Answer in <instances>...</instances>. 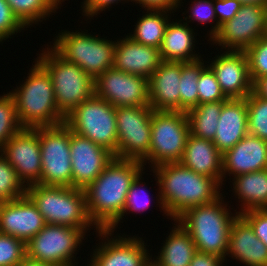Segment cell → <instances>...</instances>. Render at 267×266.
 I'll return each mask as SVG.
<instances>
[{
    "mask_svg": "<svg viewBox=\"0 0 267 266\" xmlns=\"http://www.w3.org/2000/svg\"><path fill=\"white\" fill-rule=\"evenodd\" d=\"M142 162L114 157L102 173L84 189L89 219L97 230H108L123 214L127 193L143 173Z\"/></svg>",
    "mask_w": 267,
    "mask_h": 266,
    "instance_id": "6da1fadb",
    "label": "cell"
},
{
    "mask_svg": "<svg viewBox=\"0 0 267 266\" xmlns=\"http://www.w3.org/2000/svg\"><path fill=\"white\" fill-rule=\"evenodd\" d=\"M158 184L157 205L168 219L175 220L186 209L210 203L221 193V185L183 166L180 162L159 165L152 169Z\"/></svg>",
    "mask_w": 267,
    "mask_h": 266,
    "instance_id": "7a4b0ae2",
    "label": "cell"
},
{
    "mask_svg": "<svg viewBox=\"0 0 267 266\" xmlns=\"http://www.w3.org/2000/svg\"><path fill=\"white\" fill-rule=\"evenodd\" d=\"M222 195L186 209L175 221L190 234L197 251L216 254L226 261L230 228L239 214L231 213Z\"/></svg>",
    "mask_w": 267,
    "mask_h": 266,
    "instance_id": "3957f363",
    "label": "cell"
},
{
    "mask_svg": "<svg viewBox=\"0 0 267 266\" xmlns=\"http://www.w3.org/2000/svg\"><path fill=\"white\" fill-rule=\"evenodd\" d=\"M27 78L21 86L9 92L15 100L22 128L35 129L65 123V117L58 110L48 72L35 61Z\"/></svg>",
    "mask_w": 267,
    "mask_h": 266,
    "instance_id": "277c9868",
    "label": "cell"
},
{
    "mask_svg": "<svg viewBox=\"0 0 267 266\" xmlns=\"http://www.w3.org/2000/svg\"><path fill=\"white\" fill-rule=\"evenodd\" d=\"M26 195L36 205L46 224L75 227L87 232L94 224L89 219L86 195L82 189L33 184Z\"/></svg>",
    "mask_w": 267,
    "mask_h": 266,
    "instance_id": "5b68a950",
    "label": "cell"
},
{
    "mask_svg": "<svg viewBox=\"0 0 267 266\" xmlns=\"http://www.w3.org/2000/svg\"><path fill=\"white\" fill-rule=\"evenodd\" d=\"M36 61L48 72L59 112L66 117L95 95V79L78 65L67 62L52 48H46Z\"/></svg>",
    "mask_w": 267,
    "mask_h": 266,
    "instance_id": "8992f818",
    "label": "cell"
},
{
    "mask_svg": "<svg viewBox=\"0 0 267 266\" xmlns=\"http://www.w3.org/2000/svg\"><path fill=\"white\" fill-rule=\"evenodd\" d=\"M62 31L50 47L64 60L78 65L94 79L113 68L116 41L84 31Z\"/></svg>",
    "mask_w": 267,
    "mask_h": 266,
    "instance_id": "52a82bcc",
    "label": "cell"
},
{
    "mask_svg": "<svg viewBox=\"0 0 267 266\" xmlns=\"http://www.w3.org/2000/svg\"><path fill=\"white\" fill-rule=\"evenodd\" d=\"M72 132L110 151L117 158L116 108L96 95L85 100L65 117Z\"/></svg>",
    "mask_w": 267,
    "mask_h": 266,
    "instance_id": "ba28073f",
    "label": "cell"
},
{
    "mask_svg": "<svg viewBox=\"0 0 267 266\" xmlns=\"http://www.w3.org/2000/svg\"><path fill=\"white\" fill-rule=\"evenodd\" d=\"M189 134L186 112L153 110L150 150L143 165L148 161L151 168H155L162 164L180 162Z\"/></svg>",
    "mask_w": 267,
    "mask_h": 266,
    "instance_id": "9c48e42d",
    "label": "cell"
},
{
    "mask_svg": "<svg viewBox=\"0 0 267 266\" xmlns=\"http://www.w3.org/2000/svg\"><path fill=\"white\" fill-rule=\"evenodd\" d=\"M85 234L75 227L46 224L26 243V257L55 266H77L74 254Z\"/></svg>",
    "mask_w": 267,
    "mask_h": 266,
    "instance_id": "30bf717a",
    "label": "cell"
},
{
    "mask_svg": "<svg viewBox=\"0 0 267 266\" xmlns=\"http://www.w3.org/2000/svg\"><path fill=\"white\" fill-rule=\"evenodd\" d=\"M42 173L40 184L72 187L70 128L65 124L39 128Z\"/></svg>",
    "mask_w": 267,
    "mask_h": 266,
    "instance_id": "8fae6325",
    "label": "cell"
},
{
    "mask_svg": "<svg viewBox=\"0 0 267 266\" xmlns=\"http://www.w3.org/2000/svg\"><path fill=\"white\" fill-rule=\"evenodd\" d=\"M151 106L116 108L117 158L143 162L151 143Z\"/></svg>",
    "mask_w": 267,
    "mask_h": 266,
    "instance_id": "7c38bea8",
    "label": "cell"
},
{
    "mask_svg": "<svg viewBox=\"0 0 267 266\" xmlns=\"http://www.w3.org/2000/svg\"><path fill=\"white\" fill-rule=\"evenodd\" d=\"M265 34L266 6L247 4L242 5L231 20L221 25L210 41L226 51H245Z\"/></svg>",
    "mask_w": 267,
    "mask_h": 266,
    "instance_id": "4fadbf2b",
    "label": "cell"
},
{
    "mask_svg": "<svg viewBox=\"0 0 267 266\" xmlns=\"http://www.w3.org/2000/svg\"><path fill=\"white\" fill-rule=\"evenodd\" d=\"M95 95L115 108L150 106L148 79L114 67L95 79Z\"/></svg>",
    "mask_w": 267,
    "mask_h": 266,
    "instance_id": "5bb4252c",
    "label": "cell"
},
{
    "mask_svg": "<svg viewBox=\"0 0 267 266\" xmlns=\"http://www.w3.org/2000/svg\"><path fill=\"white\" fill-rule=\"evenodd\" d=\"M0 154L16 170L25 187L40 184L42 166L39 128H22L0 149Z\"/></svg>",
    "mask_w": 267,
    "mask_h": 266,
    "instance_id": "9a60e30c",
    "label": "cell"
},
{
    "mask_svg": "<svg viewBox=\"0 0 267 266\" xmlns=\"http://www.w3.org/2000/svg\"><path fill=\"white\" fill-rule=\"evenodd\" d=\"M97 232L103 242L93 250L91 262L87 266H143L152 257L141 237L117 235L115 238L112 235L114 232L110 230H97L96 234Z\"/></svg>",
    "mask_w": 267,
    "mask_h": 266,
    "instance_id": "2e32d148",
    "label": "cell"
},
{
    "mask_svg": "<svg viewBox=\"0 0 267 266\" xmlns=\"http://www.w3.org/2000/svg\"><path fill=\"white\" fill-rule=\"evenodd\" d=\"M72 187L84 190L115 157L106 148L70 130Z\"/></svg>",
    "mask_w": 267,
    "mask_h": 266,
    "instance_id": "e0dca14e",
    "label": "cell"
},
{
    "mask_svg": "<svg viewBox=\"0 0 267 266\" xmlns=\"http://www.w3.org/2000/svg\"><path fill=\"white\" fill-rule=\"evenodd\" d=\"M208 65L228 99H244L253 91L245 51H225Z\"/></svg>",
    "mask_w": 267,
    "mask_h": 266,
    "instance_id": "ac0fdd59",
    "label": "cell"
},
{
    "mask_svg": "<svg viewBox=\"0 0 267 266\" xmlns=\"http://www.w3.org/2000/svg\"><path fill=\"white\" fill-rule=\"evenodd\" d=\"M46 222L36 205L27 196L0 203V233L27 243Z\"/></svg>",
    "mask_w": 267,
    "mask_h": 266,
    "instance_id": "d6986e66",
    "label": "cell"
},
{
    "mask_svg": "<svg viewBox=\"0 0 267 266\" xmlns=\"http://www.w3.org/2000/svg\"><path fill=\"white\" fill-rule=\"evenodd\" d=\"M267 169V141L247 134L231 149L222 154V184L226 174H241Z\"/></svg>",
    "mask_w": 267,
    "mask_h": 266,
    "instance_id": "ffe728a7",
    "label": "cell"
},
{
    "mask_svg": "<svg viewBox=\"0 0 267 266\" xmlns=\"http://www.w3.org/2000/svg\"><path fill=\"white\" fill-rule=\"evenodd\" d=\"M116 41L113 62L116 70L149 79L160 66L162 59L158 48L137 43L129 36Z\"/></svg>",
    "mask_w": 267,
    "mask_h": 266,
    "instance_id": "44dd1931",
    "label": "cell"
},
{
    "mask_svg": "<svg viewBox=\"0 0 267 266\" xmlns=\"http://www.w3.org/2000/svg\"><path fill=\"white\" fill-rule=\"evenodd\" d=\"M181 62L162 61L148 79L149 101L153 110L180 111Z\"/></svg>",
    "mask_w": 267,
    "mask_h": 266,
    "instance_id": "7402d4cb",
    "label": "cell"
},
{
    "mask_svg": "<svg viewBox=\"0 0 267 266\" xmlns=\"http://www.w3.org/2000/svg\"><path fill=\"white\" fill-rule=\"evenodd\" d=\"M226 256L246 266H267V246L241 215L232 222Z\"/></svg>",
    "mask_w": 267,
    "mask_h": 266,
    "instance_id": "603a6c76",
    "label": "cell"
},
{
    "mask_svg": "<svg viewBox=\"0 0 267 266\" xmlns=\"http://www.w3.org/2000/svg\"><path fill=\"white\" fill-rule=\"evenodd\" d=\"M248 108L246 98L228 99L222 106L216 134L212 140L224 154L242 140L248 132Z\"/></svg>",
    "mask_w": 267,
    "mask_h": 266,
    "instance_id": "cb8c5ba5",
    "label": "cell"
},
{
    "mask_svg": "<svg viewBox=\"0 0 267 266\" xmlns=\"http://www.w3.org/2000/svg\"><path fill=\"white\" fill-rule=\"evenodd\" d=\"M180 163L197 174L215 179L222 186V153L212 140L189 134Z\"/></svg>",
    "mask_w": 267,
    "mask_h": 266,
    "instance_id": "d4e9b609",
    "label": "cell"
},
{
    "mask_svg": "<svg viewBox=\"0 0 267 266\" xmlns=\"http://www.w3.org/2000/svg\"><path fill=\"white\" fill-rule=\"evenodd\" d=\"M182 20L169 21L159 48L162 61L192 62L201 59L193 52L195 32ZM194 33V34H193Z\"/></svg>",
    "mask_w": 267,
    "mask_h": 266,
    "instance_id": "484cf974",
    "label": "cell"
},
{
    "mask_svg": "<svg viewBox=\"0 0 267 266\" xmlns=\"http://www.w3.org/2000/svg\"><path fill=\"white\" fill-rule=\"evenodd\" d=\"M232 181L234 196L241 202L239 215L249 210L267 209V169L238 175Z\"/></svg>",
    "mask_w": 267,
    "mask_h": 266,
    "instance_id": "4316f807",
    "label": "cell"
},
{
    "mask_svg": "<svg viewBox=\"0 0 267 266\" xmlns=\"http://www.w3.org/2000/svg\"><path fill=\"white\" fill-rule=\"evenodd\" d=\"M174 228L166 237V242L158 252V256L153 260L157 266H189L197 252L195 243L190 234L174 220Z\"/></svg>",
    "mask_w": 267,
    "mask_h": 266,
    "instance_id": "83f0119b",
    "label": "cell"
},
{
    "mask_svg": "<svg viewBox=\"0 0 267 266\" xmlns=\"http://www.w3.org/2000/svg\"><path fill=\"white\" fill-rule=\"evenodd\" d=\"M168 10L147 9L142 18L137 20L133 34H129L132 40L146 46L160 48L166 27L169 23Z\"/></svg>",
    "mask_w": 267,
    "mask_h": 266,
    "instance_id": "f1b7e54d",
    "label": "cell"
},
{
    "mask_svg": "<svg viewBox=\"0 0 267 266\" xmlns=\"http://www.w3.org/2000/svg\"><path fill=\"white\" fill-rule=\"evenodd\" d=\"M225 102L203 103L187 111L190 134L195 137L213 140L222 106Z\"/></svg>",
    "mask_w": 267,
    "mask_h": 266,
    "instance_id": "f546056e",
    "label": "cell"
},
{
    "mask_svg": "<svg viewBox=\"0 0 267 266\" xmlns=\"http://www.w3.org/2000/svg\"><path fill=\"white\" fill-rule=\"evenodd\" d=\"M203 58L192 62H181L180 76V111L187 112L199 105L197 90L198 77L201 71L207 66Z\"/></svg>",
    "mask_w": 267,
    "mask_h": 266,
    "instance_id": "4dcf8cb0",
    "label": "cell"
},
{
    "mask_svg": "<svg viewBox=\"0 0 267 266\" xmlns=\"http://www.w3.org/2000/svg\"><path fill=\"white\" fill-rule=\"evenodd\" d=\"M6 2L26 28L32 24L37 25L39 21L42 22L58 9L51 0H6Z\"/></svg>",
    "mask_w": 267,
    "mask_h": 266,
    "instance_id": "1f68e13d",
    "label": "cell"
},
{
    "mask_svg": "<svg viewBox=\"0 0 267 266\" xmlns=\"http://www.w3.org/2000/svg\"><path fill=\"white\" fill-rule=\"evenodd\" d=\"M248 108V132L267 141V100L253 91L246 97Z\"/></svg>",
    "mask_w": 267,
    "mask_h": 266,
    "instance_id": "d6a6232c",
    "label": "cell"
},
{
    "mask_svg": "<svg viewBox=\"0 0 267 266\" xmlns=\"http://www.w3.org/2000/svg\"><path fill=\"white\" fill-rule=\"evenodd\" d=\"M26 195V187L19 180L16 170L0 155V203Z\"/></svg>",
    "mask_w": 267,
    "mask_h": 266,
    "instance_id": "836d02e7",
    "label": "cell"
},
{
    "mask_svg": "<svg viewBox=\"0 0 267 266\" xmlns=\"http://www.w3.org/2000/svg\"><path fill=\"white\" fill-rule=\"evenodd\" d=\"M21 129L13 96L10 93L0 96V149Z\"/></svg>",
    "mask_w": 267,
    "mask_h": 266,
    "instance_id": "e575fe53",
    "label": "cell"
},
{
    "mask_svg": "<svg viewBox=\"0 0 267 266\" xmlns=\"http://www.w3.org/2000/svg\"><path fill=\"white\" fill-rule=\"evenodd\" d=\"M245 53L249 62V74L252 83L267 76V34L249 46Z\"/></svg>",
    "mask_w": 267,
    "mask_h": 266,
    "instance_id": "d590c367",
    "label": "cell"
},
{
    "mask_svg": "<svg viewBox=\"0 0 267 266\" xmlns=\"http://www.w3.org/2000/svg\"><path fill=\"white\" fill-rule=\"evenodd\" d=\"M197 90L199 104L228 100L217 82L215 73L208 64L198 77Z\"/></svg>",
    "mask_w": 267,
    "mask_h": 266,
    "instance_id": "8d00e7d4",
    "label": "cell"
},
{
    "mask_svg": "<svg viewBox=\"0 0 267 266\" xmlns=\"http://www.w3.org/2000/svg\"><path fill=\"white\" fill-rule=\"evenodd\" d=\"M142 173L139 174L136 179L132 182L130 189L126 196V201L124 204L123 214L120 216V218L108 229L110 231H114L116 227H118L119 222L123 220L125 213L127 214V211L130 213L133 212H143L145 209L150 206V199H148L147 194L149 191L145 190L147 188H143V182H141V178H143ZM147 191V193H146ZM142 192L144 194H142ZM144 195V196H143ZM147 197V199L144 197ZM149 196V195H148ZM114 229V230H113Z\"/></svg>",
    "mask_w": 267,
    "mask_h": 266,
    "instance_id": "74e56055",
    "label": "cell"
},
{
    "mask_svg": "<svg viewBox=\"0 0 267 266\" xmlns=\"http://www.w3.org/2000/svg\"><path fill=\"white\" fill-rule=\"evenodd\" d=\"M26 258V243L0 233V266H18Z\"/></svg>",
    "mask_w": 267,
    "mask_h": 266,
    "instance_id": "f35d334b",
    "label": "cell"
},
{
    "mask_svg": "<svg viewBox=\"0 0 267 266\" xmlns=\"http://www.w3.org/2000/svg\"><path fill=\"white\" fill-rule=\"evenodd\" d=\"M193 3V4H192ZM192 6V7H191ZM191 6L189 7L190 11L188 10L186 13L190 12V15H188V17L186 16L185 18L181 19L186 20L190 19L189 21L185 22V23H190V21H198L199 24L204 23V24H208V23H213V21L216 23L214 24V26H212L213 28H211L210 32H209V40L217 34V18H216V13L214 10V0H194L191 1ZM194 19V20H193Z\"/></svg>",
    "mask_w": 267,
    "mask_h": 266,
    "instance_id": "ab89813d",
    "label": "cell"
},
{
    "mask_svg": "<svg viewBox=\"0 0 267 266\" xmlns=\"http://www.w3.org/2000/svg\"><path fill=\"white\" fill-rule=\"evenodd\" d=\"M24 28L6 0H0V43Z\"/></svg>",
    "mask_w": 267,
    "mask_h": 266,
    "instance_id": "60d3db41",
    "label": "cell"
},
{
    "mask_svg": "<svg viewBox=\"0 0 267 266\" xmlns=\"http://www.w3.org/2000/svg\"><path fill=\"white\" fill-rule=\"evenodd\" d=\"M240 215L250 224L255 235L267 246V209L249 210Z\"/></svg>",
    "mask_w": 267,
    "mask_h": 266,
    "instance_id": "b9f144b4",
    "label": "cell"
},
{
    "mask_svg": "<svg viewBox=\"0 0 267 266\" xmlns=\"http://www.w3.org/2000/svg\"><path fill=\"white\" fill-rule=\"evenodd\" d=\"M242 4L238 0H214L217 18V33L224 23L231 20L240 10Z\"/></svg>",
    "mask_w": 267,
    "mask_h": 266,
    "instance_id": "7bdbcfd3",
    "label": "cell"
},
{
    "mask_svg": "<svg viewBox=\"0 0 267 266\" xmlns=\"http://www.w3.org/2000/svg\"><path fill=\"white\" fill-rule=\"evenodd\" d=\"M118 1H124V0H84L82 3V11L83 15L86 16V18H92L94 15L100 14L102 11H105L106 8L108 10L110 9V6L114 3H119ZM129 1L130 0H125Z\"/></svg>",
    "mask_w": 267,
    "mask_h": 266,
    "instance_id": "ee69618b",
    "label": "cell"
},
{
    "mask_svg": "<svg viewBox=\"0 0 267 266\" xmlns=\"http://www.w3.org/2000/svg\"><path fill=\"white\" fill-rule=\"evenodd\" d=\"M130 1L135 2V4L139 3V6L141 5L140 7L145 8V11L147 9L168 10L172 11V13L174 11L176 12V9L181 6L182 2V0H130Z\"/></svg>",
    "mask_w": 267,
    "mask_h": 266,
    "instance_id": "f6af8a7d",
    "label": "cell"
},
{
    "mask_svg": "<svg viewBox=\"0 0 267 266\" xmlns=\"http://www.w3.org/2000/svg\"><path fill=\"white\" fill-rule=\"evenodd\" d=\"M223 263L224 259L216 254L197 251L194 254L189 266H222Z\"/></svg>",
    "mask_w": 267,
    "mask_h": 266,
    "instance_id": "bcb514c9",
    "label": "cell"
},
{
    "mask_svg": "<svg viewBox=\"0 0 267 266\" xmlns=\"http://www.w3.org/2000/svg\"><path fill=\"white\" fill-rule=\"evenodd\" d=\"M253 92L267 100V76L261 77L253 83Z\"/></svg>",
    "mask_w": 267,
    "mask_h": 266,
    "instance_id": "7dc6e473",
    "label": "cell"
},
{
    "mask_svg": "<svg viewBox=\"0 0 267 266\" xmlns=\"http://www.w3.org/2000/svg\"><path fill=\"white\" fill-rule=\"evenodd\" d=\"M18 266H55V265L49 263H41L39 261H35L26 257Z\"/></svg>",
    "mask_w": 267,
    "mask_h": 266,
    "instance_id": "c3c4849f",
    "label": "cell"
},
{
    "mask_svg": "<svg viewBox=\"0 0 267 266\" xmlns=\"http://www.w3.org/2000/svg\"><path fill=\"white\" fill-rule=\"evenodd\" d=\"M242 5L256 4V5H267V0H238Z\"/></svg>",
    "mask_w": 267,
    "mask_h": 266,
    "instance_id": "681fc988",
    "label": "cell"
},
{
    "mask_svg": "<svg viewBox=\"0 0 267 266\" xmlns=\"http://www.w3.org/2000/svg\"><path fill=\"white\" fill-rule=\"evenodd\" d=\"M143 266H157L156 262L154 260L151 259Z\"/></svg>",
    "mask_w": 267,
    "mask_h": 266,
    "instance_id": "f907efd6",
    "label": "cell"
},
{
    "mask_svg": "<svg viewBox=\"0 0 267 266\" xmlns=\"http://www.w3.org/2000/svg\"><path fill=\"white\" fill-rule=\"evenodd\" d=\"M58 8H59V4H62L61 2H64V0H51Z\"/></svg>",
    "mask_w": 267,
    "mask_h": 266,
    "instance_id": "816d5d0a",
    "label": "cell"
},
{
    "mask_svg": "<svg viewBox=\"0 0 267 266\" xmlns=\"http://www.w3.org/2000/svg\"><path fill=\"white\" fill-rule=\"evenodd\" d=\"M266 31H267V5H266Z\"/></svg>",
    "mask_w": 267,
    "mask_h": 266,
    "instance_id": "f5cc1de1",
    "label": "cell"
}]
</instances>
